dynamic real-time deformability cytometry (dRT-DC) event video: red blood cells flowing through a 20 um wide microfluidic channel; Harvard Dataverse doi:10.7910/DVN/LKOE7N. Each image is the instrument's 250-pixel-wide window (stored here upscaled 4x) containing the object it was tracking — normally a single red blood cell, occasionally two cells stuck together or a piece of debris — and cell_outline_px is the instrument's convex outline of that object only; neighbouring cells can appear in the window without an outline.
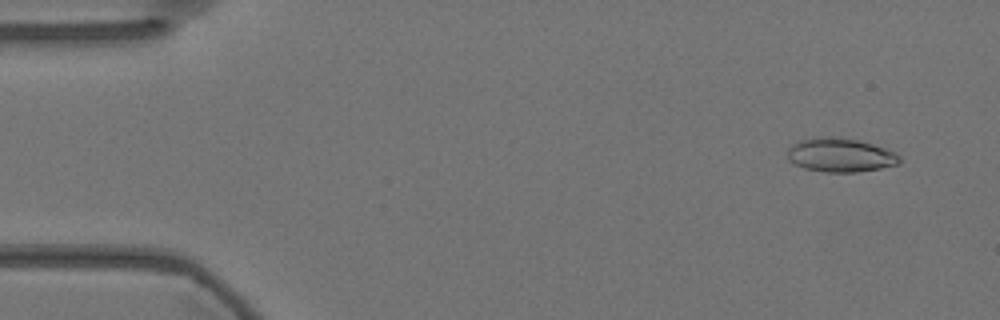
{"species": "Egyptian fruit bat (a non-hibernating species)", "species_latin": "Rousettus aegyptiacus", "temperature_condition": "warm", "stored_images_in_passage": 56, "camera_frame_rate_fps": 3000, "um_per_image_px": 0.085, "animal": {"sex": "female"}, "frame": {"image": 1, "passage_image": 4, "time_ms": 1.0, "image_size_px": [1000, 320], "cell_outline_px": [[900, 164], [880, 168], [856, 172], [824, 172], [804, 168], [788, 160], [788, 148], [792, 144], [800, 140], [816, 136], [832, 136], [856, 140], [872, 144], [896, 152], [900, 156]], "centroid_in_image_um": [71.42, 13.17], "position_along_channel_um": 13.6, "area_um2": 22.2}}
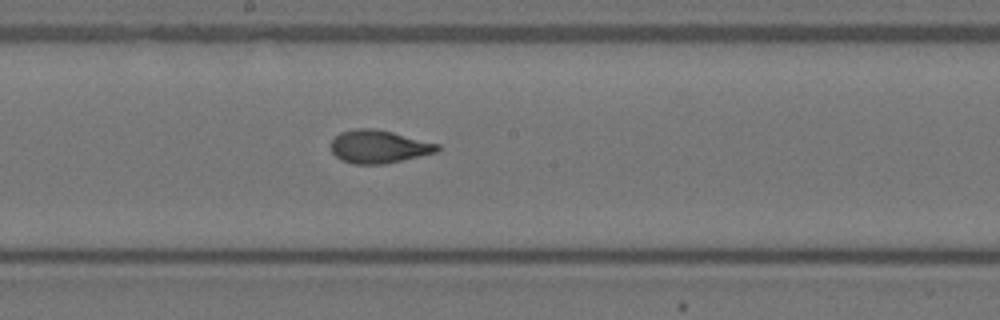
{"frame": {"image": 2, "passage_image": 30, "time_ms": 9.667, "image_size_px": [1000, 320], "cell_outline_px": [[440, 148], [436, 152], [384, 164], [352, 164], [340, 160], [332, 152], [332, 140], [340, 132], [356, 128], [376, 128], [440, 144]], "centroid_in_image_um": [32.18, 12.46], "position_along_channel_um": 216.0, "area_um2": 20.4}}
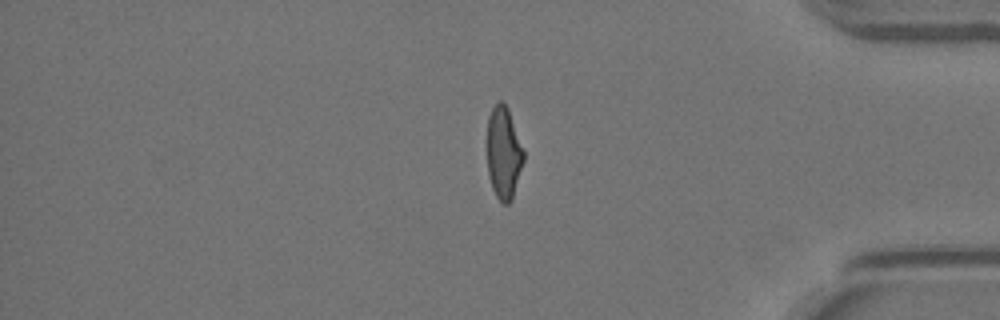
{"frame": {"image": 3, "passage_image": 47, "time_ms": 15.333, "image_size_px": [1000, 320], "cell_outline_px": [[524, 160], [512, 200], [508, 204], [504, 204], [496, 196], [492, 188], [488, 176], [488, 116], [492, 108], [500, 100], [508, 108], [524, 152]], "centroid_in_image_um": [42.81, 13.03], "position_along_channel_um": 392.4, "area_um2": 19.42}, "authors_computed_cell_mechanics": {"area_um2": 20.519, "velocity_mm_per_s": 3.6087, "shape_relaxation_time_tau1_ms": 5.222, "shape_relaxation_time_tau2_ms": 1.4579, "deformation_change_tau1": 0.1761, "deformation_change_tau2": 0.0867}}